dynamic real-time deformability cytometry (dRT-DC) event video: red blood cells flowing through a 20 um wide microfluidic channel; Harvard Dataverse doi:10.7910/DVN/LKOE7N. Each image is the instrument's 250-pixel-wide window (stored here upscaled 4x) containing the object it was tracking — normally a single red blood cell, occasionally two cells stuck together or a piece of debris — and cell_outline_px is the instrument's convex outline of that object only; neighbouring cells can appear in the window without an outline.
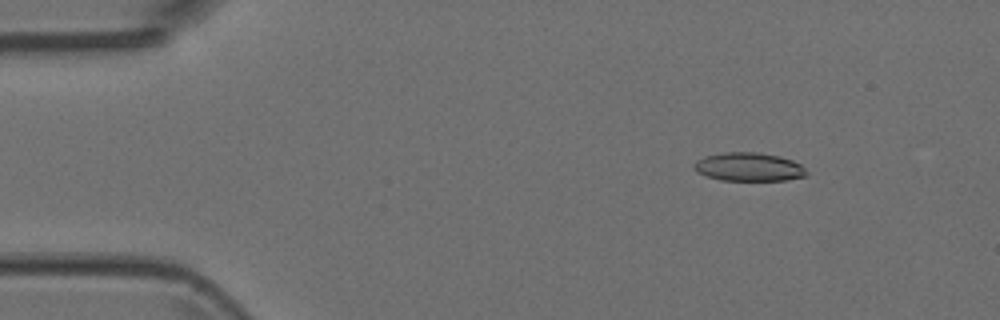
{"species": "Egyptian fruit bat (a non-hibernating species)", "species_latin": "Rousettus aegyptiacus", "temperature_condition": "room temperature", "stored_images_in_passage": 4, "camera_frame_rate_fps": 3000, "um_per_image_px": 0.085, "animal": {"sex": "female"}, "frame": {"image": 1, "passage_image": 2, "time_ms": 0.333, "image_size_px": [1000, 320], "cell_outline_px": [[808, 176], [788, 180], [720, 180], [708, 176], [692, 168], [692, 164], [696, 160], [704, 156], [724, 152], [760, 152], [780, 156], [792, 160], [800, 164], [808, 172]], "centroid_in_image_um": [63.67, 14.18], "position_along_channel_um": 21.3, "area_um2": 18.84}}